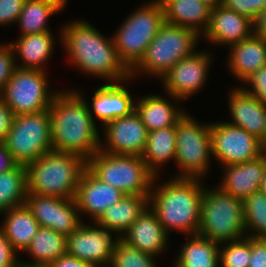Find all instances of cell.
Returning a JSON list of instances; mask_svg holds the SVG:
<instances>
[{
	"label": "cell",
	"mask_w": 266,
	"mask_h": 267,
	"mask_svg": "<svg viewBox=\"0 0 266 267\" xmlns=\"http://www.w3.org/2000/svg\"><path fill=\"white\" fill-rule=\"evenodd\" d=\"M252 33L255 36L266 39V7L252 20Z\"/></svg>",
	"instance_id": "bcb514c9"
},
{
	"label": "cell",
	"mask_w": 266,
	"mask_h": 267,
	"mask_svg": "<svg viewBox=\"0 0 266 267\" xmlns=\"http://www.w3.org/2000/svg\"><path fill=\"white\" fill-rule=\"evenodd\" d=\"M165 23L159 0H149L136 8L112 34L114 46L124 65L131 70Z\"/></svg>",
	"instance_id": "52a82bcc"
},
{
	"label": "cell",
	"mask_w": 266,
	"mask_h": 267,
	"mask_svg": "<svg viewBox=\"0 0 266 267\" xmlns=\"http://www.w3.org/2000/svg\"><path fill=\"white\" fill-rule=\"evenodd\" d=\"M212 156L220 166L243 163L262 156V142L245 129L227 121L210 123Z\"/></svg>",
	"instance_id": "7c38bea8"
},
{
	"label": "cell",
	"mask_w": 266,
	"mask_h": 267,
	"mask_svg": "<svg viewBox=\"0 0 266 267\" xmlns=\"http://www.w3.org/2000/svg\"><path fill=\"white\" fill-rule=\"evenodd\" d=\"M87 168L125 195L150 197L155 175L141 156L116 155L99 150L87 160Z\"/></svg>",
	"instance_id": "ba28073f"
},
{
	"label": "cell",
	"mask_w": 266,
	"mask_h": 267,
	"mask_svg": "<svg viewBox=\"0 0 266 267\" xmlns=\"http://www.w3.org/2000/svg\"><path fill=\"white\" fill-rule=\"evenodd\" d=\"M25 204L41 227L53 229L63 235L74 232L83 220L75 198L66 199L27 193Z\"/></svg>",
	"instance_id": "9a60e30c"
},
{
	"label": "cell",
	"mask_w": 266,
	"mask_h": 267,
	"mask_svg": "<svg viewBox=\"0 0 266 267\" xmlns=\"http://www.w3.org/2000/svg\"><path fill=\"white\" fill-rule=\"evenodd\" d=\"M15 57L10 44L0 47V94L15 69Z\"/></svg>",
	"instance_id": "f35d334b"
},
{
	"label": "cell",
	"mask_w": 266,
	"mask_h": 267,
	"mask_svg": "<svg viewBox=\"0 0 266 267\" xmlns=\"http://www.w3.org/2000/svg\"><path fill=\"white\" fill-rule=\"evenodd\" d=\"M220 267H249L250 237L220 244Z\"/></svg>",
	"instance_id": "d590c367"
},
{
	"label": "cell",
	"mask_w": 266,
	"mask_h": 267,
	"mask_svg": "<svg viewBox=\"0 0 266 267\" xmlns=\"http://www.w3.org/2000/svg\"><path fill=\"white\" fill-rule=\"evenodd\" d=\"M67 236L51 228L41 227L23 253L31 256V264L50 265L66 253Z\"/></svg>",
	"instance_id": "1f68e13d"
},
{
	"label": "cell",
	"mask_w": 266,
	"mask_h": 267,
	"mask_svg": "<svg viewBox=\"0 0 266 267\" xmlns=\"http://www.w3.org/2000/svg\"><path fill=\"white\" fill-rule=\"evenodd\" d=\"M199 40L202 41L196 31L165 22L141 60L130 70V78L147 74L160 80L178 61L197 50Z\"/></svg>",
	"instance_id": "5b68a950"
},
{
	"label": "cell",
	"mask_w": 266,
	"mask_h": 267,
	"mask_svg": "<svg viewBox=\"0 0 266 267\" xmlns=\"http://www.w3.org/2000/svg\"><path fill=\"white\" fill-rule=\"evenodd\" d=\"M169 234L148 207L120 237L127 244L154 257L168 249Z\"/></svg>",
	"instance_id": "7402d4cb"
},
{
	"label": "cell",
	"mask_w": 266,
	"mask_h": 267,
	"mask_svg": "<svg viewBox=\"0 0 266 267\" xmlns=\"http://www.w3.org/2000/svg\"><path fill=\"white\" fill-rule=\"evenodd\" d=\"M213 55L205 49L195 51L188 57L178 61L160 79L163 90L180 100L186 101L187 98L203 90L208 82L209 71L212 65ZM186 99V100H185Z\"/></svg>",
	"instance_id": "4fadbf2b"
},
{
	"label": "cell",
	"mask_w": 266,
	"mask_h": 267,
	"mask_svg": "<svg viewBox=\"0 0 266 267\" xmlns=\"http://www.w3.org/2000/svg\"><path fill=\"white\" fill-rule=\"evenodd\" d=\"M261 142H262V145L266 151V135H265V138Z\"/></svg>",
	"instance_id": "f907efd6"
},
{
	"label": "cell",
	"mask_w": 266,
	"mask_h": 267,
	"mask_svg": "<svg viewBox=\"0 0 266 267\" xmlns=\"http://www.w3.org/2000/svg\"><path fill=\"white\" fill-rule=\"evenodd\" d=\"M222 181L219 186L235 198L244 200L252 193L260 191V185L266 171V152L251 161L221 166Z\"/></svg>",
	"instance_id": "44dd1931"
},
{
	"label": "cell",
	"mask_w": 266,
	"mask_h": 267,
	"mask_svg": "<svg viewBox=\"0 0 266 267\" xmlns=\"http://www.w3.org/2000/svg\"><path fill=\"white\" fill-rule=\"evenodd\" d=\"M26 0H0V26L16 24Z\"/></svg>",
	"instance_id": "ab89813d"
},
{
	"label": "cell",
	"mask_w": 266,
	"mask_h": 267,
	"mask_svg": "<svg viewBox=\"0 0 266 267\" xmlns=\"http://www.w3.org/2000/svg\"><path fill=\"white\" fill-rule=\"evenodd\" d=\"M67 1L69 0H26L16 22L20 35L52 31L48 26L49 18L62 12Z\"/></svg>",
	"instance_id": "f1b7e54d"
},
{
	"label": "cell",
	"mask_w": 266,
	"mask_h": 267,
	"mask_svg": "<svg viewBox=\"0 0 266 267\" xmlns=\"http://www.w3.org/2000/svg\"><path fill=\"white\" fill-rule=\"evenodd\" d=\"M131 80V78H128L122 82L104 83L99 88L97 86L93 93L91 105L90 102H87L88 100L84 97L82 91L78 88L75 90L86 100L94 122L96 123V120H98L103 128L108 122L129 115L135 110V99L130 90L125 87V84H128Z\"/></svg>",
	"instance_id": "e0dca14e"
},
{
	"label": "cell",
	"mask_w": 266,
	"mask_h": 267,
	"mask_svg": "<svg viewBox=\"0 0 266 267\" xmlns=\"http://www.w3.org/2000/svg\"><path fill=\"white\" fill-rule=\"evenodd\" d=\"M148 207L149 197L124 195L104 211L96 223L121 237Z\"/></svg>",
	"instance_id": "83f0119b"
},
{
	"label": "cell",
	"mask_w": 266,
	"mask_h": 267,
	"mask_svg": "<svg viewBox=\"0 0 266 267\" xmlns=\"http://www.w3.org/2000/svg\"><path fill=\"white\" fill-rule=\"evenodd\" d=\"M71 21L60 28L58 39L74 68L107 83L130 78V70L120 60L112 36L105 37L86 20Z\"/></svg>",
	"instance_id": "6da1fadb"
},
{
	"label": "cell",
	"mask_w": 266,
	"mask_h": 267,
	"mask_svg": "<svg viewBox=\"0 0 266 267\" xmlns=\"http://www.w3.org/2000/svg\"><path fill=\"white\" fill-rule=\"evenodd\" d=\"M224 5L253 20L266 7V0H225Z\"/></svg>",
	"instance_id": "74e56055"
},
{
	"label": "cell",
	"mask_w": 266,
	"mask_h": 267,
	"mask_svg": "<svg viewBox=\"0 0 266 267\" xmlns=\"http://www.w3.org/2000/svg\"><path fill=\"white\" fill-rule=\"evenodd\" d=\"M175 154L176 126L148 132L147 143L141 158L155 176L161 175L160 168L167 165L168 161L175 162Z\"/></svg>",
	"instance_id": "f546056e"
},
{
	"label": "cell",
	"mask_w": 266,
	"mask_h": 267,
	"mask_svg": "<svg viewBox=\"0 0 266 267\" xmlns=\"http://www.w3.org/2000/svg\"><path fill=\"white\" fill-rule=\"evenodd\" d=\"M156 258L127 244L120 238L108 267H158L155 262Z\"/></svg>",
	"instance_id": "e575fe53"
},
{
	"label": "cell",
	"mask_w": 266,
	"mask_h": 267,
	"mask_svg": "<svg viewBox=\"0 0 266 267\" xmlns=\"http://www.w3.org/2000/svg\"><path fill=\"white\" fill-rule=\"evenodd\" d=\"M18 163L7 149L4 142H0V173L15 168Z\"/></svg>",
	"instance_id": "f6af8a7d"
},
{
	"label": "cell",
	"mask_w": 266,
	"mask_h": 267,
	"mask_svg": "<svg viewBox=\"0 0 266 267\" xmlns=\"http://www.w3.org/2000/svg\"><path fill=\"white\" fill-rule=\"evenodd\" d=\"M229 90L228 109L231 125L245 129L260 141L266 135V105L247 93L242 87Z\"/></svg>",
	"instance_id": "ffe728a7"
},
{
	"label": "cell",
	"mask_w": 266,
	"mask_h": 267,
	"mask_svg": "<svg viewBox=\"0 0 266 267\" xmlns=\"http://www.w3.org/2000/svg\"><path fill=\"white\" fill-rule=\"evenodd\" d=\"M160 176L154 178L149 207L169 235L173 231L186 237L197 235L205 186L203 179L173 176L158 184Z\"/></svg>",
	"instance_id": "3957f363"
},
{
	"label": "cell",
	"mask_w": 266,
	"mask_h": 267,
	"mask_svg": "<svg viewBox=\"0 0 266 267\" xmlns=\"http://www.w3.org/2000/svg\"><path fill=\"white\" fill-rule=\"evenodd\" d=\"M166 23L204 34L210 22L211 7L199 0H159Z\"/></svg>",
	"instance_id": "484cf974"
},
{
	"label": "cell",
	"mask_w": 266,
	"mask_h": 267,
	"mask_svg": "<svg viewBox=\"0 0 266 267\" xmlns=\"http://www.w3.org/2000/svg\"><path fill=\"white\" fill-rule=\"evenodd\" d=\"M28 193L27 168L18 164L15 168L0 173V214L22 205Z\"/></svg>",
	"instance_id": "d6a6232c"
},
{
	"label": "cell",
	"mask_w": 266,
	"mask_h": 267,
	"mask_svg": "<svg viewBox=\"0 0 266 267\" xmlns=\"http://www.w3.org/2000/svg\"><path fill=\"white\" fill-rule=\"evenodd\" d=\"M251 259L249 267H266V239L250 238Z\"/></svg>",
	"instance_id": "b9f144b4"
},
{
	"label": "cell",
	"mask_w": 266,
	"mask_h": 267,
	"mask_svg": "<svg viewBox=\"0 0 266 267\" xmlns=\"http://www.w3.org/2000/svg\"><path fill=\"white\" fill-rule=\"evenodd\" d=\"M245 236L266 239V195L261 191L243 200Z\"/></svg>",
	"instance_id": "836d02e7"
},
{
	"label": "cell",
	"mask_w": 266,
	"mask_h": 267,
	"mask_svg": "<svg viewBox=\"0 0 266 267\" xmlns=\"http://www.w3.org/2000/svg\"><path fill=\"white\" fill-rule=\"evenodd\" d=\"M119 239L115 232L99 226L96 222L86 224L83 221L67 236L66 253L98 267H108Z\"/></svg>",
	"instance_id": "5bb4252c"
},
{
	"label": "cell",
	"mask_w": 266,
	"mask_h": 267,
	"mask_svg": "<svg viewBox=\"0 0 266 267\" xmlns=\"http://www.w3.org/2000/svg\"><path fill=\"white\" fill-rule=\"evenodd\" d=\"M16 267H50L49 265L31 264L27 261H22L20 258Z\"/></svg>",
	"instance_id": "c3c4849f"
},
{
	"label": "cell",
	"mask_w": 266,
	"mask_h": 267,
	"mask_svg": "<svg viewBox=\"0 0 266 267\" xmlns=\"http://www.w3.org/2000/svg\"><path fill=\"white\" fill-rule=\"evenodd\" d=\"M165 94L168 98L159 94H145L135 101V111L140 116L148 132L176 126L178 121L186 114V110L180 109V106H175L182 100L170 94Z\"/></svg>",
	"instance_id": "603a6c76"
},
{
	"label": "cell",
	"mask_w": 266,
	"mask_h": 267,
	"mask_svg": "<svg viewBox=\"0 0 266 267\" xmlns=\"http://www.w3.org/2000/svg\"><path fill=\"white\" fill-rule=\"evenodd\" d=\"M205 4H207L211 8H216L220 5H224L225 0H199Z\"/></svg>",
	"instance_id": "7dc6e473"
},
{
	"label": "cell",
	"mask_w": 266,
	"mask_h": 267,
	"mask_svg": "<svg viewBox=\"0 0 266 267\" xmlns=\"http://www.w3.org/2000/svg\"><path fill=\"white\" fill-rule=\"evenodd\" d=\"M53 34L52 31H48L39 34L20 35L15 42H10L15 57V66L45 71L46 64L52 59V54L55 51L56 41ZM18 57L21 64L17 61Z\"/></svg>",
	"instance_id": "d4e9b609"
},
{
	"label": "cell",
	"mask_w": 266,
	"mask_h": 267,
	"mask_svg": "<svg viewBox=\"0 0 266 267\" xmlns=\"http://www.w3.org/2000/svg\"><path fill=\"white\" fill-rule=\"evenodd\" d=\"M260 191L266 195V171L264 173V177L262 179L261 185H260Z\"/></svg>",
	"instance_id": "681fc988"
},
{
	"label": "cell",
	"mask_w": 266,
	"mask_h": 267,
	"mask_svg": "<svg viewBox=\"0 0 266 267\" xmlns=\"http://www.w3.org/2000/svg\"><path fill=\"white\" fill-rule=\"evenodd\" d=\"M50 267H98L94 263L80 260L72 255L65 253L57 260L53 261Z\"/></svg>",
	"instance_id": "ee69618b"
},
{
	"label": "cell",
	"mask_w": 266,
	"mask_h": 267,
	"mask_svg": "<svg viewBox=\"0 0 266 267\" xmlns=\"http://www.w3.org/2000/svg\"><path fill=\"white\" fill-rule=\"evenodd\" d=\"M51 120L48 110L14 116L4 141L18 164L27 166L52 149Z\"/></svg>",
	"instance_id": "30bf717a"
},
{
	"label": "cell",
	"mask_w": 266,
	"mask_h": 267,
	"mask_svg": "<svg viewBox=\"0 0 266 267\" xmlns=\"http://www.w3.org/2000/svg\"><path fill=\"white\" fill-rule=\"evenodd\" d=\"M46 71L15 67L0 94L14 116L49 109L59 91L50 89Z\"/></svg>",
	"instance_id": "8fae6325"
},
{
	"label": "cell",
	"mask_w": 266,
	"mask_h": 267,
	"mask_svg": "<svg viewBox=\"0 0 266 267\" xmlns=\"http://www.w3.org/2000/svg\"><path fill=\"white\" fill-rule=\"evenodd\" d=\"M19 259L18 253L0 228V267H16Z\"/></svg>",
	"instance_id": "60d3db41"
},
{
	"label": "cell",
	"mask_w": 266,
	"mask_h": 267,
	"mask_svg": "<svg viewBox=\"0 0 266 267\" xmlns=\"http://www.w3.org/2000/svg\"><path fill=\"white\" fill-rule=\"evenodd\" d=\"M226 60L231 75L244 82L251 74L266 65V39L251 35L228 47Z\"/></svg>",
	"instance_id": "cb8c5ba5"
},
{
	"label": "cell",
	"mask_w": 266,
	"mask_h": 267,
	"mask_svg": "<svg viewBox=\"0 0 266 267\" xmlns=\"http://www.w3.org/2000/svg\"><path fill=\"white\" fill-rule=\"evenodd\" d=\"M252 20L220 5L211 9L208 28L201 36L214 46H227L241 42L252 35Z\"/></svg>",
	"instance_id": "d6986e66"
},
{
	"label": "cell",
	"mask_w": 266,
	"mask_h": 267,
	"mask_svg": "<svg viewBox=\"0 0 266 267\" xmlns=\"http://www.w3.org/2000/svg\"><path fill=\"white\" fill-rule=\"evenodd\" d=\"M48 111L53 151L78 154L88 160L100 150L97 123L86 100L75 89L59 91Z\"/></svg>",
	"instance_id": "7a4b0ae2"
},
{
	"label": "cell",
	"mask_w": 266,
	"mask_h": 267,
	"mask_svg": "<svg viewBox=\"0 0 266 267\" xmlns=\"http://www.w3.org/2000/svg\"><path fill=\"white\" fill-rule=\"evenodd\" d=\"M26 168L28 193L73 199L87 160L74 153L50 151Z\"/></svg>",
	"instance_id": "277c9868"
},
{
	"label": "cell",
	"mask_w": 266,
	"mask_h": 267,
	"mask_svg": "<svg viewBox=\"0 0 266 267\" xmlns=\"http://www.w3.org/2000/svg\"><path fill=\"white\" fill-rule=\"evenodd\" d=\"M211 159L210 124L201 123L186 112L176 124L175 164L180 171L174 177L205 179L209 174Z\"/></svg>",
	"instance_id": "9c48e42d"
},
{
	"label": "cell",
	"mask_w": 266,
	"mask_h": 267,
	"mask_svg": "<svg viewBox=\"0 0 266 267\" xmlns=\"http://www.w3.org/2000/svg\"><path fill=\"white\" fill-rule=\"evenodd\" d=\"M199 236L218 244L245 237L243 200L223 191L219 186H204Z\"/></svg>",
	"instance_id": "8992f818"
},
{
	"label": "cell",
	"mask_w": 266,
	"mask_h": 267,
	"mask_svg": "<svg viewBox=\"0 0 266 267\" xmlns=\"http://www.w3.org/2000/svg\"><path fill=\"white\" fill-rule=\"evenodd\" d=\"M102 130L101 151L116 155L143 154L148 130L135 110L129 115L108 122Z\"/></svg>",
	"instance_id": "2e32d148"
},
{
	"label": "cell",
	"mask_w": 266,
	"mask_h": 267,
	"mask_svg": "<svg viewBox=\"0 0 266 267\" xmlns=\"http://www.w3.org/2000/svg\"><path fill=\"white\" fill-rule=\"evenodd\" d=\"M188 238V239H187ZM174 261V267H219L220 244L199 235L187 236Z\"/></svg>",
	"instance_id": "4dcf8cb0"
},
{
	"label": "cell",
	"mask_w": 266,
	"mask_h": 267,
	"mask_svg": "<svg viewBox=\"0 0 266 267\" xmlns=\"http://www.w3.org/2000/svg\"><path fill=\"white\" fill-rule=\"evenodd\" d=\"M125 194L101 181L88 168L82 173L75 201L80 217L89 216L96 222L113 204L119 202ZM82 215V216H81Z\"/></svg>",
	"instance_id": "ac0fdd59"
},
{
	"label": "cell",
	"mask_w": 266,
	"mask_h": 267,
	"mask_svg": "<svg viewBox=\"0 0 266 267\" xmlns=\"http://www.w3.org/2000/svg\"><path fill=\"white\" fill-rule=\"evenodd\" d=\"M14 114L0 97V142H4L12 125Z\"/></svg>",
	"instance_id": "7bdbcfd3"
},
{
	"label": "cell",
	"mask_w": 266,
	"mask_h": 267,
	"mask_svg": "<svg viewBox=\"0 0 266 267\" xmlns=\"http://www.w3.org/2000/svg\"><path fill=\"white\" fill-rule=\"evenodd\" d=\"M241 86L247 93L266 105V65L251 74Z\"/></svg>",
	"instance_id": "8d00e7d4"
},
{
	"label": "cell",
	"mask_w": 266,
	"mask_h": 267,
	"mask_svg": "<svg viewBox=\"0 0 266 267\" xmlns=\"http://www.w3.org/2000/svg\"><path fill=\"white\" fill-rule=\"evenodd\" d=\"M0 215L5 217L0 228L13 249L21 255L40 228L39 222L25 203L5 210Z\"/></svg>",
	"instance_id": "4316f807"
}]
</instances>
